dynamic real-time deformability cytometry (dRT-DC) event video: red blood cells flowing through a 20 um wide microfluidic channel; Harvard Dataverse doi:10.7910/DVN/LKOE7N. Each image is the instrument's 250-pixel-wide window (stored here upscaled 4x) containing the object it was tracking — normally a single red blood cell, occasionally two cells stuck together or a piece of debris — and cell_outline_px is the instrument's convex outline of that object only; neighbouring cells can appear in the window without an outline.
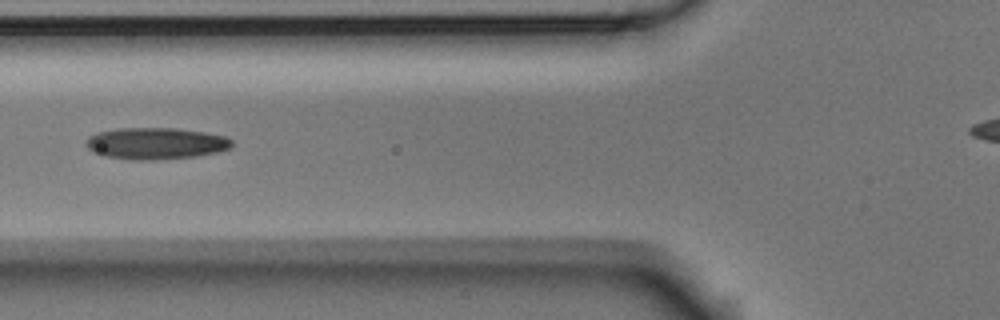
{"species": "Egyptian fruit bat (a non-hibernating species)", "species_latin": "Rousettus aegyptiacus", "temperature_condition": "room temperature", "stored_images_in_passage": 8, "camera_frame_rate_fps": 3000, "um_per_image_px": 0.085, "animal": {"sex": "male"}, "frame": {"image": 1, "passage_image": 6, "time_ms": 1.667, "image_size_px": [1000, 320], "cell_outline_px": [[232, 148], [216, 152], [196, 156], [152, 160], [132, 160], [104, 156], [92, 152], [84, 144], [84, 140], [88, 136], [96, 132], [120, 128], [176, 128], [204, 132], [228, 136], [232, 140]], "centroid_in_image_um": [13.21, 12.19], "position_along_channel_um": 112.6, "area_um2": 27.22}}
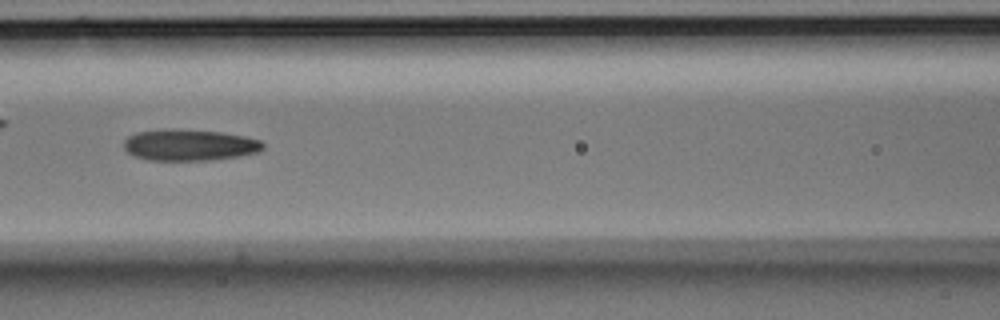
{"frame": {"image": 2, "passage_image": 7, "time_ms": 2.0, "image_size_px": [1000, 320], "cell_outline_px": [[264, 148], [260, 152], [212, 160], [148, 160], [136, 156], [128, 152], [124, 148], [124, 140], [128, 136], [136, 132], [164, 128], [176, 128], [220, 132], [244, 136], [260, 140], [264, 144]], "centroid_in_image_um": [16.09, 12.31], "position_along_channel_um": 150.5, "area_um2": 25.61}}
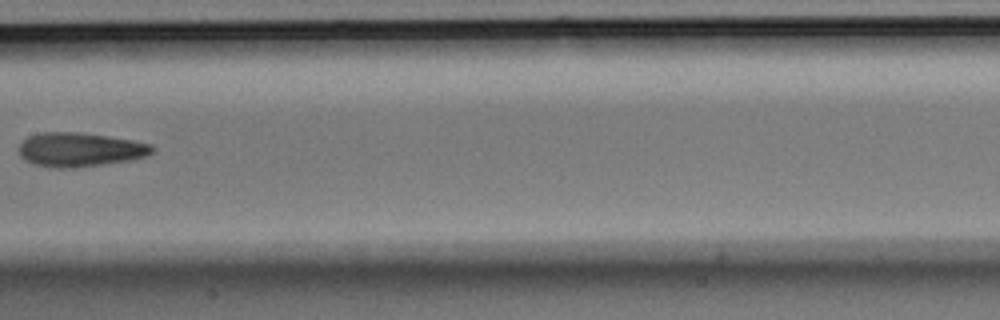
{"frame": {"image": 3, "passage_image": 8, "time_ms": 2.333, "image_size_px": [1000, 320], "cell_outline_px": [[152, 152], [144, 156], [128, 160], [72, 168], [52, 168], [32, 164], [24, 160], [20, 156], [20, 144], [28, 136], [44, 132], [72, 132], [104, 136], [132, 140], [152, 144]], "centroid_in_image_um": [6.73, 12.72], "position_along_channel_um": 200.7, "area_um2": 26.01}}